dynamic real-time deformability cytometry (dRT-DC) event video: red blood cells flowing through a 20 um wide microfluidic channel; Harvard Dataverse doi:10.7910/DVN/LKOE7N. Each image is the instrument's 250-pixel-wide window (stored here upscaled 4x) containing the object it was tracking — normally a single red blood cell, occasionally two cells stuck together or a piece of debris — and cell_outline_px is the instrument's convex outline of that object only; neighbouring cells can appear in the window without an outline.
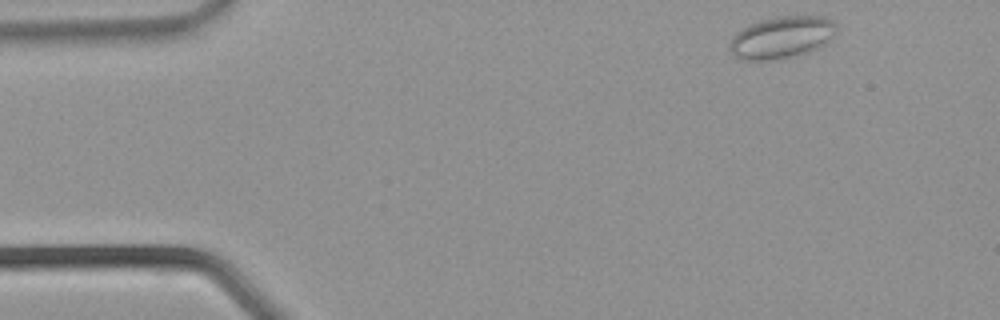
{"species": "common noctule bat (a hibernating species)", "species_latin": "Nyctalus noctula", "temperature_condition": "warm", "stored_images_in_passage": 32, "camera_frame_rate_fps": 3000, "um_per_image_px": 0.085, "animal": {"sex": "male", "body_mass_g": 21.5, "forearm_length_mm": 52.0}, "frame": {"image": 1, "passage_image": 1, "time_ms": 0.0, "image_size_px": [1000, 320], "cell_outline_px": [[836, 32], [820, 48], [796, 56], [772, 60], [740, 60], [728, 48], [732, 36], [736, 32], [760, 20], [780, 16], [824, 16], [832, 20], [836, 24]], "centroid_in_image_um": [66.45, 3.18], "position_along_channel_um": 18.6, "area_um2": 26.18}}
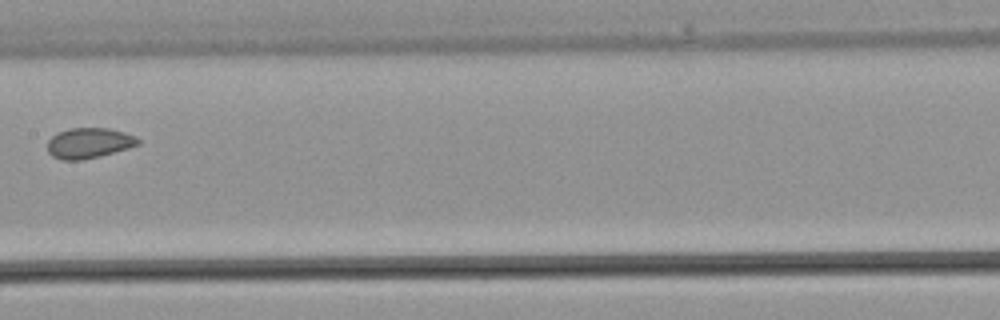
{"frame": {"image": 2, "passage_image": 15, "time_ms": 4.667, "image_size_px": [1000, 320], "cell_outline_px": [[140, 144], [128, 148], [100, 156], [80, 160], [64, 160], [52, 156], [48, 152], [48, 140], [56, 132], [68, 128], [108, 128], [124, 132], [136, 136], [140, 140]], "centroid_in_image_um": [7.56, 12.15], "position_along_channel_um": 199.8, "area_um2": 16.13}}
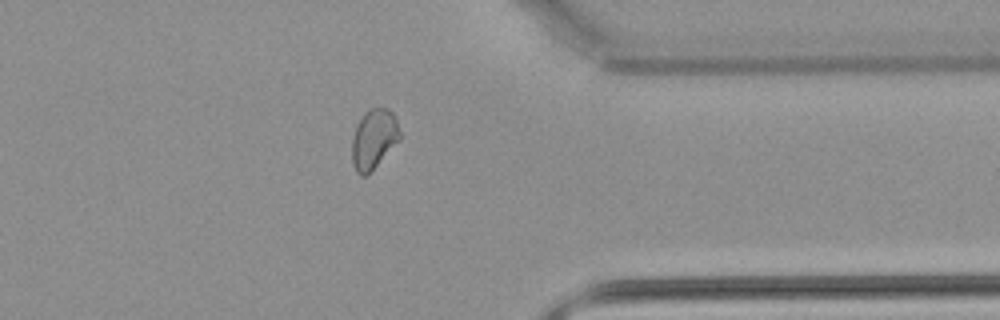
{"frame": {"image": 3, "passage_image": 25, "time_ms": 8.0, "image_size_px": [1000, 320], "cell_outline_px": [[400, 140], [364, 176], [360, 176], [356, 172], [352, 160], [352, 136], [356, 124], [360, 116], [364, 112], [372, 108], [388, 108], [396, 116], [400, 132]], "centroid_in_image_um": [31.76, 11.76], "position_along_channel_um": 379.6, "area_um2": 16.59}}